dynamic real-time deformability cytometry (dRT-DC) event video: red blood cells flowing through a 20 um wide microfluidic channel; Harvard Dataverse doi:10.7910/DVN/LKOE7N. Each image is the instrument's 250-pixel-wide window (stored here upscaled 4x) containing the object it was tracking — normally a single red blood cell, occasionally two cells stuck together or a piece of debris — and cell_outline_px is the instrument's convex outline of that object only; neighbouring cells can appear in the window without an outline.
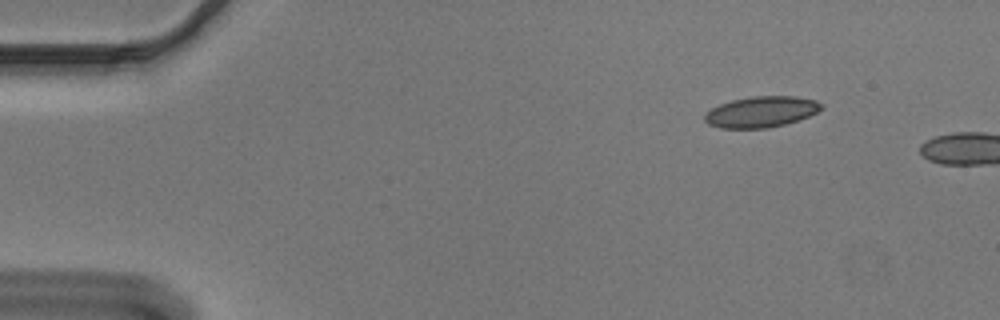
{"species": "Egyptian fruit bat (a non-hibernating species)", "species_latin": "Rousettus aegyptiacus", "temperature_condition": "cold", "stored_images_in_passage": 3, "camera_frame_rate_fps": 3000, "um_per_image_px": 0.085, "animal": {"sex": "male"}, "frame": {"image": 1, "passage_image": 1, "time_ms": 0.0, "image_size_px": [1000, 320], "cell_outline_px": [[824, 108], [808, 116], [784, 124], [768, 128], [720, 128], [708, 124], [704, 120], [704, 116], [712, 108], [720, 104], [732, 100], [752, 96], [796, 96], [816, 100], [824, 104]], "centroid_in_image_um": [64.72, 9.5], "position_along_channel_um": 20.3, "area_um2": 20.98}}